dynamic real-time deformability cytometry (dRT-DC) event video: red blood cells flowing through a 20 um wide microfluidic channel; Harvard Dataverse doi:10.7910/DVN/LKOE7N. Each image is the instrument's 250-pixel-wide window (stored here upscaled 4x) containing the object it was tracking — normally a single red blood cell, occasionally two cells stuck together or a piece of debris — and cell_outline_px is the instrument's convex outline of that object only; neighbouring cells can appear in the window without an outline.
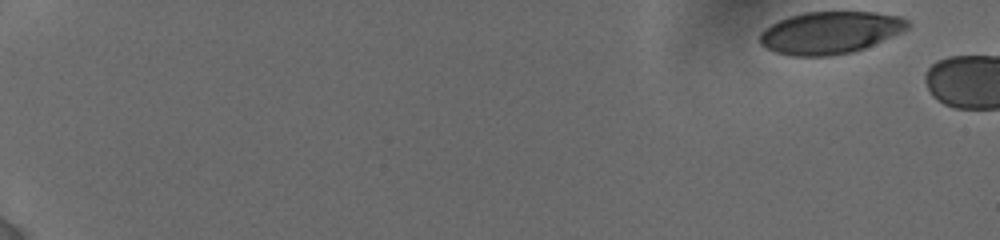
{"species": "human", "species_latin": "Homo sapiens", "temperature_condition": "cold", "stored_images_in_passage": 5, "camera_frame_rate_fps": 3000, "um_per_image_px": 0.085, "donor": {"sex": "female"}, "frame": {"image": 1, "passage_image": 1, "time_ms": 0.0, "image_size_px": [1000, 240], "cell_outline_px": [[908, 28], [900, 32], [864, 48], [852, 52], [832, 56], [792, 56], [776, 52], [760, 44], [760, 32], [764, 28], [788, 16], [804, 12], [872, 12], [900, 16], [908, 20]], "centroid_in_image_um": [70.53, 2.77], "position_along_channel_um": 14.5, "area_um2": 36.18}}